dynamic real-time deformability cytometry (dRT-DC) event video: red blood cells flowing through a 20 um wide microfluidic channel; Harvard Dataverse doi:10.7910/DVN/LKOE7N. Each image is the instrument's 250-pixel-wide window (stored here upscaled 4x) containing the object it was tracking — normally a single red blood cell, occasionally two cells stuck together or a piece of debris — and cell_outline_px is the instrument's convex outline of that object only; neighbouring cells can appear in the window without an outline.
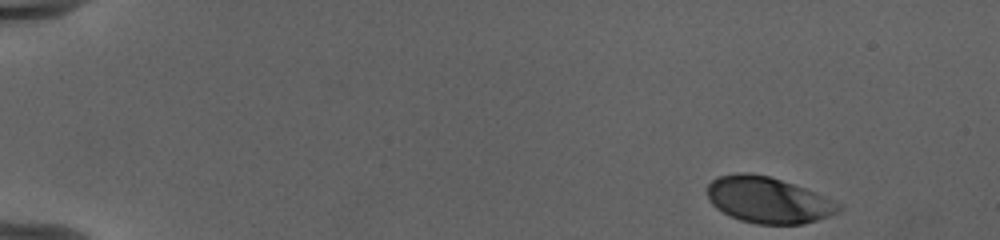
{"species": "human", "species_latin": "Homo sapiens", "temperature_condition": "cold", "stored_images_in_passage": 48, "camera_frame_rate_fps": 3000, "um_per_image_px": 0.085, "donor": {"sex": "female"}, "frame": {"image": 1, "passage_image": 1, "time_ms": 0.0, "image_size_px": [1000, 240], "cell_outline_px": [[844, 208], [828, 216], [804, 224], [756, 224], [740, 220], [716, 208], [712, 204], [708, 196], [708, 184], [716, 176], [736, 172], [748, 172], [768, 176], [804, 188], [844, 204]], "centroid_in_image_um": [65.29, 16.99], "position_along_channel_um": 19.7, "area_um2": 35.26}}
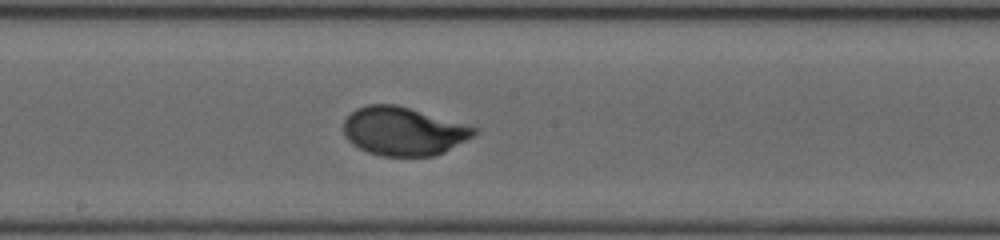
{"frame": {"image": 2, "passage_image": 26, "time_ms": 8.333, "image_size_px": [1000, 240], "cell_outline_px": [[480, 132], [444, 152], [432, 156], [384, 156], [368, 152], [352, 144], [344, 136], [344, 120], [356, 108], [368, 104], [396, 104], [480, 128]], "centroid_in_image_um": [34.3, 11.15], "position_along_channel_um": 213.9, "area_um2": 36.88}}
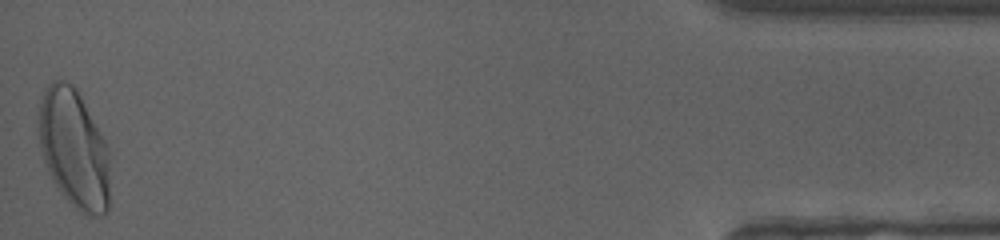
{"frame": {"image": 3, "passage_image": 48, "time_ms": 15.667, "image_size_px": [1000, 240], "cell_outline_px": [[108, 208], [100, 216], [84, 216], [56, 188], [48, 172], [44, 160], [40, 144], [40, 100], [44, 88], [52, 80], [60, 80], [72, 84], [76, 88], [104, 140], [108, 152]], "centroid_in_image_um": [6.27, 12.66], "position_along_channel_um": 428.9, "area_um2": 48.61}, "authors_computed_cell_mechanics": {"area_um2": 36.6163, "velocity_mm_per_s": 3.9692, "shape_relaxation_time_tau1_ms": 2.9438, "shape_relaxation_time_tau2_ms": null, "deformation_change_tau1": 0.1752, "deformation_change_tau2": null}}